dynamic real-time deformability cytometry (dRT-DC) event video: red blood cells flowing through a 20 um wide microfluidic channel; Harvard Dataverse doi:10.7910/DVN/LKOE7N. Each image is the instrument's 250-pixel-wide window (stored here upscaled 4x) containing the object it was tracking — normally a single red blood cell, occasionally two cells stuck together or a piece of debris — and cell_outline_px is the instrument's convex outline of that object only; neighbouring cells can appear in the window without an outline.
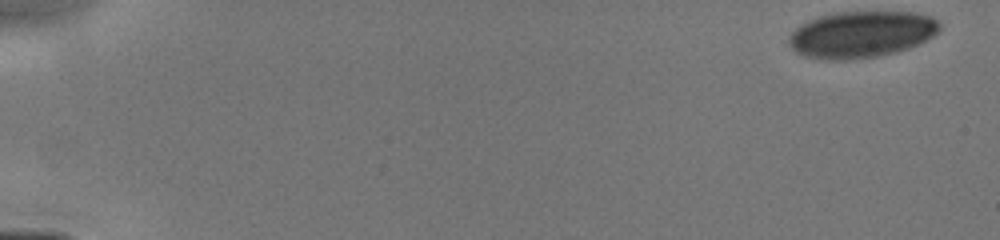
{"species": "human", "species_latin": "Homo sapiens", "temperature_condition": "cold", "stored_images_in_passage": 54, "camera_frame_rate_fps": 3000, "um_per_image_px": 0.085, "donor": {"sex": "male"}, "frame": {"image": 1, "passage_image": 1, "time_ms": 0.0, "image_size_px": [1000, 240], "cell_outline_px": [[940, 28], [932, 36], [920, 44], [896, 52], [880, 56], [848, 60], [820, 60], [804, 56], [796, 52], [788, 44], [788, 36], [796, 28], [820, 16], [836, 12], [916, 12], [932, 16], [940, 24]], "centroid_in_image_um": [73.22, 2.94], "position_along_channel_um": 11.8, "area_um2": 41.04}}
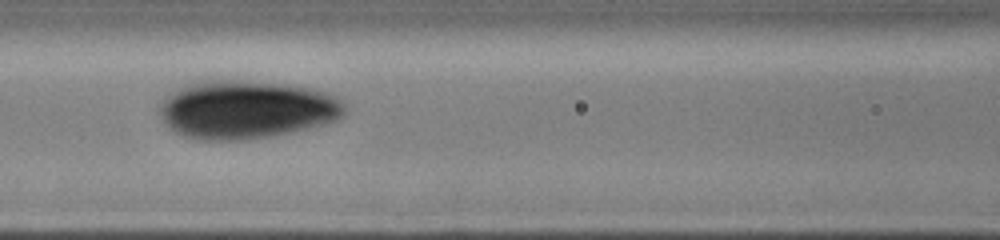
{"frame": {"image": 2, "passage_image": 29, "time_ms": 5.333, "image_size_px": [1000, 240], "cell_outline_px": [[344, 112], [336, 120], [324, 124], [308, 128], [272, 136], [244, 140], [200, 140], [184, 136], [168, 128], [160, 112], [160, 100], [188, 84], [204, 80], [244, 80], [288, 84], [308, 88], [324, 92], [336, 96], [344, 104]], "centroid_in_image_um": [20.92, 9.31], "position_along_channel_um": 145.7, "area_um2": 62.71}}
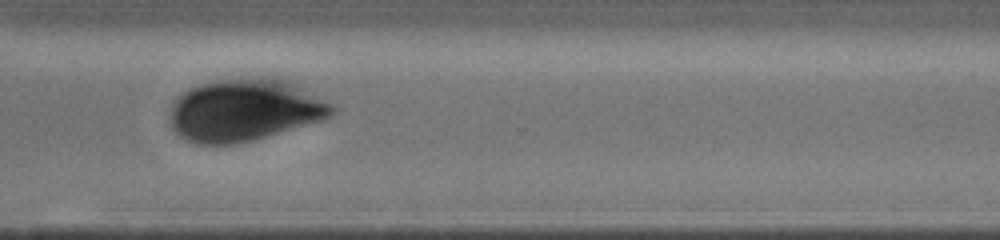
{"frame": {"image": 3, "passage_image": 53, "time_ms": 10.0, "image_size_px": [1000, 240], "cell_outline_px": [[336, 108], [332, 116], [320, 120], [252, 140], [232, 144], [196, 144], [180, 136], [172, 128], [172, 104], [176, 96], [188, 88], [200, 84], [220, 80], [252, 76], [280, 76], [296, 84], [332, 104]], "centroid_in_image_um": [20.8, 9.32], "position_along_channel_um": 349.8, "area_um2": 58.78}}